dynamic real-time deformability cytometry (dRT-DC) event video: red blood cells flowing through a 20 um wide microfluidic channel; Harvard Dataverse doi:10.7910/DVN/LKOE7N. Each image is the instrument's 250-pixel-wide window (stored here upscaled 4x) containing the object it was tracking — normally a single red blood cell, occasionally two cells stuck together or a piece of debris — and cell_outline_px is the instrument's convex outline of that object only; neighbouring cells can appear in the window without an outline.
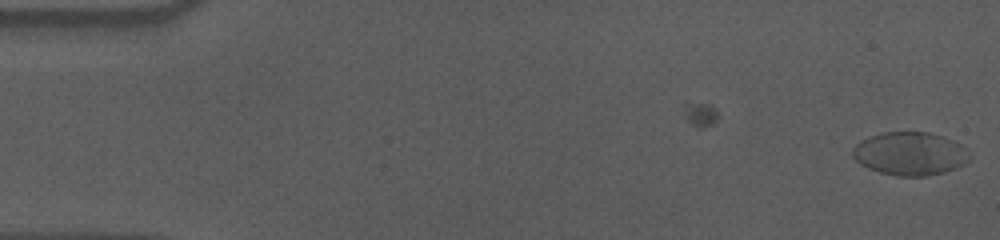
{"species": "human", "species_latin": "Homo sapiens", "temperature_condition": "cold", "stored_images_in_passage": 7, "camera_frame_rate_fps": 3000, "um_per_image_px": 0.085, "donor": {"sex": "male"}, "frame": {"image": 1, "passage_image": 7, "time_ms": 2.0, "image_size_px": [1000, 240], "cell_outline_px": [[972, 156], [964, 164], [956, 168], [944, 172], [928, 176], [896, 176], [880, 172], [868, 168], [860, 164], [852, 156], [852, 148], [860, 140], [868, 136], [880, 132], [928, 132], [944, 136], [960, 144]], "centroid_in_image_um": [77.33, 13.05], "position_along_channel_um": 7.7, "area_um2": 29.71}}